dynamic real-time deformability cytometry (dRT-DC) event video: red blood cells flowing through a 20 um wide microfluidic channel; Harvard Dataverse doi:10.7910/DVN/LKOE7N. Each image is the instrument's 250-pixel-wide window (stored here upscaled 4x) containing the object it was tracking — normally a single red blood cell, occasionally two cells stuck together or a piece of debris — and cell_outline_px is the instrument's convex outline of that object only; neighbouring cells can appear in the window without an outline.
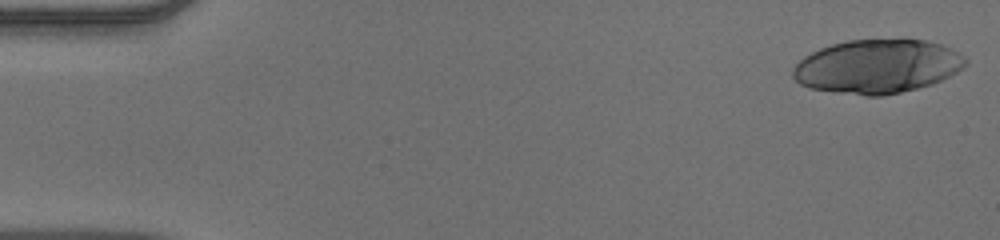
{"species": "human", "species_latin": "Homo sapiens", "temperature_condition": "warm", "stored_images_in_passage": 51, "segment_of_instrument_passage": [1, 2], "camera_frame_rate_fps": 3000, "um_per_image_px": 0.085, "donor": {"sex": "male"}, "frame": {"image": 1, "passage_image": 1, "time_ms": 0.0, "image_size_px": [1000, 240], "cell_outline_px": [[968, 64], [956, 72], [932, 84], [900, 92], [880, 96], [864, 96], [808, 88], [800, 84], [792, 76], [792, 68], [804, 56], [820, 48], [832, 44], [848, 40], [900, 36], [904, 36], [928, 40], [940, 44], [960, 52], [968, 60]], "centroid_in_image_um": [74.59, 5.6], "position_along_channel_um": 10.4, "area_um2": 55.31}}
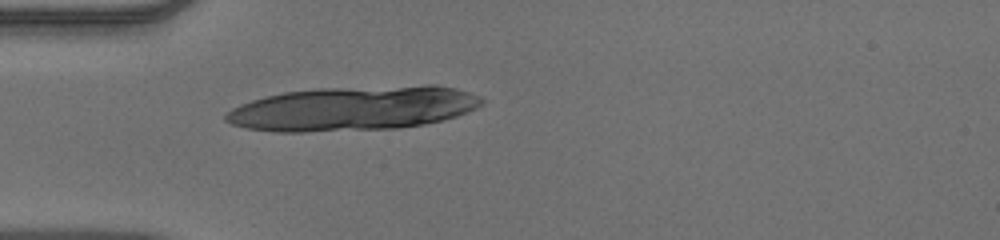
{"frame": {"image": 2, "passage_image": 15, "time_ms": 4.667, "image_size_px": [1000, 240], "cell_outline_px": [[484, 100], [476, 108], [456, 116], [444, 120], [424, 124], [400, 128], [304, 132], [276, 132], [248, 128], [232, 124], [224, 120], [224, 116], [232, 108], [240, 104], [252, 100], [284, 92], [316, 88], [428, 84], [436, 84], [456, 88], [480, 96]], "centroid_in_image_um": [30.03, 9.21], "position_along_channel_um": 55.0, "area_um2": 66.59}}